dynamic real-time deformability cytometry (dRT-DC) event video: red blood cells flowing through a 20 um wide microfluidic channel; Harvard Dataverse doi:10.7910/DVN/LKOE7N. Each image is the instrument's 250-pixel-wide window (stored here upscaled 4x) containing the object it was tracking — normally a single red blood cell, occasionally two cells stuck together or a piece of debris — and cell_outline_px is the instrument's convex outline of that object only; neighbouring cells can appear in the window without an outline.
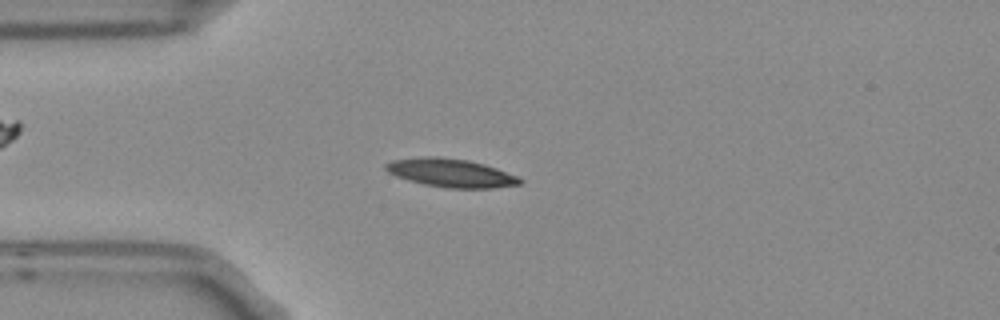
{"species": "Egyptian fruit bat (a non-hibernating species)", "species_latin": "Rousettus aegyptiacus", "temperature_condition": "room temperature", "stored_images_in_passage": 7, "camera_frame_rate_fps": 3000, "um_per_image_px": 0.085, "frame": {"image": 1, "passage_image": 3, "time_ms": 0.667, "image_size_px": [1000, 320], "cell_outline_px": [[524, 180], [520, 184], [492, 188], [448, 188], [424, 184], [408, 180], [396, 176], [388, 172], [384, 168], [384, 164], [392, 160], [424, 156], [440, 156], [468, 160], [484, 164], [496, 168], [516, 176]], "centroid_in_image_um": [38.29, 14.69], "position_along_channel_um": 46.7, "area_um2": 22.2}}
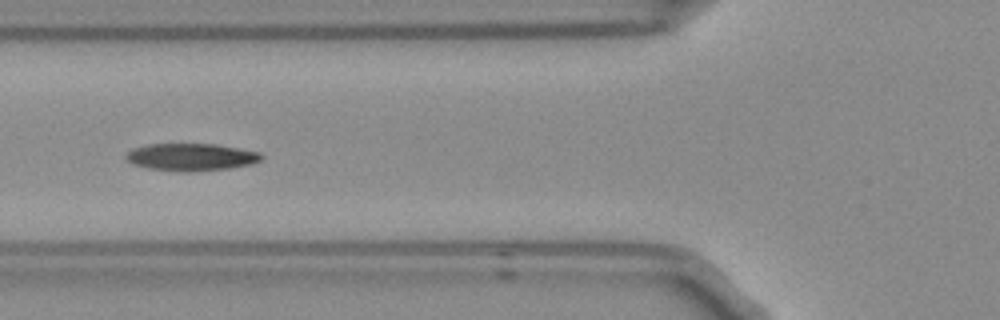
{"frame": {"image": 2, "passage_image": 5, "time_ms": 1.333, "image_size_px": [1000, 320], "cell_outline_px": [[264, 156], [260, 160], [248, 164], [228, 168], [192, 172], [180, 172], [148, 168], [132, 164], [124, 156], [132, 148], [148, 144], [216, 144], [256, 152]], "centroid_in_image_um": [16.17, 13.35], "position_along_channel_um": 109.6, "area_um2": 21.39}}